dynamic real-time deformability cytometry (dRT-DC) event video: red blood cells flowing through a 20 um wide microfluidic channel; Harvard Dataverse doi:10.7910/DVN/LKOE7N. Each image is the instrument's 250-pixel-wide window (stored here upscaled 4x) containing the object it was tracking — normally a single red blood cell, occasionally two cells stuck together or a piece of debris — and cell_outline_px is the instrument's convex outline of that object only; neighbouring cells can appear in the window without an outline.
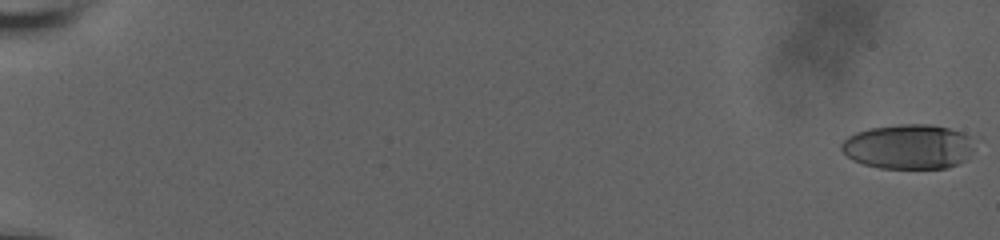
{"species": "human", "species_latin": "Homo sapiens", "temperature_condition": "room temperature", "stored_images_in_passage": 9, "camera_frame_rate_fps": 3000, "um_per_image_px": 0.085, "donor": {"sex": "male"}, "frame": {"image": 1, "passage_image": 1, "time_ms": 0.0, "image_size_px": [1000, 240], "cell_outline_px": [[972, 152], [968, 160], [948, 168], [880, 168], [864, 164], [852, 160], [840, 148], [840, 144], [848, 136], [856, 132], [872, 128], [900, 124], [932, 124], [948, 128], [960, 132], [968, 136], [972, 140]], "centroid_in_image_um": [77.23, 12.47], "position_along_channel_um": 7.8, "area_um2": 34.74}}
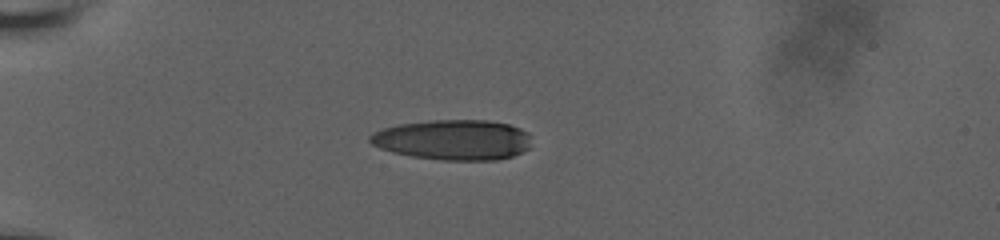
{"frame": {"image": 2, "passage_image": 7, "time_ms": 6.0, "image_size_px": [1000, 240], "cell_outline_px": [[532, 136], [528, 148], [524, 152], [512, 156], [496, 160], [444, 160], [412, 156], [392, 152], [380, 148], [372, 144], [368, 140], [368, 136], [372, 132], [384, 128], [400, 124], [428, 120], [488, 120], [508, 124], [520, 128], [528, 132]], "centroid_in_image_um": [38.54, 11.88], "position_along_channel_um": 46.5, "area_um2": 38.15}}
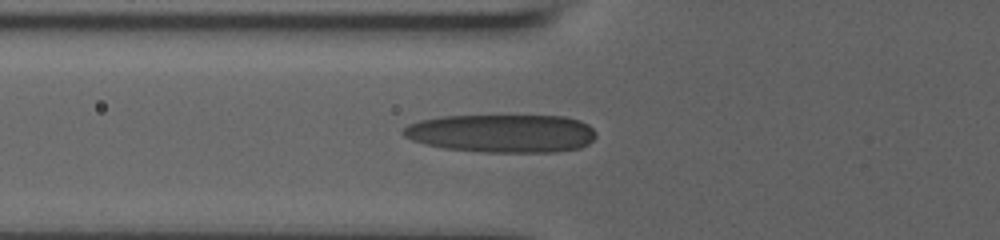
{"frame": {"image": 3, "passage_image": 9, "time_ms": 8.0, "image_size_px": [1000, 240], "cell_outline_px": [[596, 136], [588, 144], [580, 148], [556, 152], [480, 152], [444, 148], [424, 144], [412, 140], [404, 136], [400, 132], [408, 124], [420, 120], [440, 116], [564, 116], [580, 120], [588, 124], [596, 132]], "centroid_in_image_um": [42.66, 11.34], "position_along_channel_um": 83.1, "area_um2": 43.23}}